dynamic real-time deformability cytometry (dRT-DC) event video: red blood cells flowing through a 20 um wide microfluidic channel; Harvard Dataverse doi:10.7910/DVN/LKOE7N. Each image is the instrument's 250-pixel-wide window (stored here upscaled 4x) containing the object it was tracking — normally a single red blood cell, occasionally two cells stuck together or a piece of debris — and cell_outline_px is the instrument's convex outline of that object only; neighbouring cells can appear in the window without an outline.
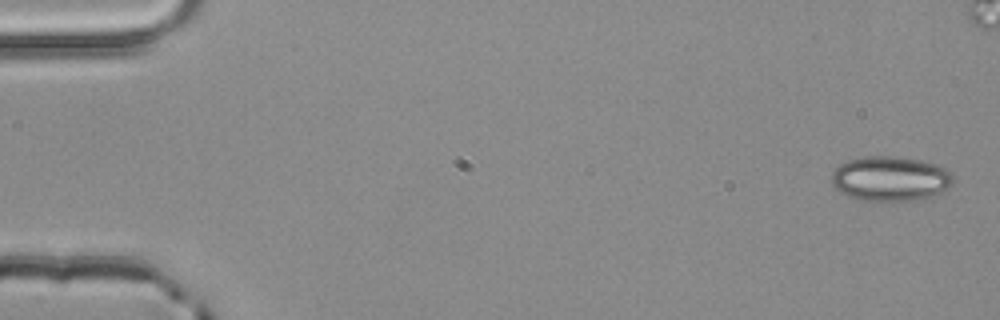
{"species": "common noctule bat (a hibernating species)", "species_latin": "Nyctalus noctula", "temperature_condition": "room temperature", "stored_images_in_passage": 5, "camera_frame_rate_fps": 3000, "um_per_image_px": 0.085, "animal": {"sex": "male", "body_mass_g": 20.4}, "frame": {"image": 1, "passage_image": 1, "time_ms": 0.0, "image_size_px": [1000, 320], "cell_outline_px": [[952, 184], [948, 188], [936, 196], [924, 200], [860, 200], [848, 196], [840, 192], [832, 184], [832, 172], [840, 164], [848, 160], [864, 156], [892, 156], [920, 160], [936, 164], [944, 168], [952, 176]], "centroid_in_image_um": [75.68, 15.19], "position_along_channel_um": 9.3, "area_um2": 31.79}}